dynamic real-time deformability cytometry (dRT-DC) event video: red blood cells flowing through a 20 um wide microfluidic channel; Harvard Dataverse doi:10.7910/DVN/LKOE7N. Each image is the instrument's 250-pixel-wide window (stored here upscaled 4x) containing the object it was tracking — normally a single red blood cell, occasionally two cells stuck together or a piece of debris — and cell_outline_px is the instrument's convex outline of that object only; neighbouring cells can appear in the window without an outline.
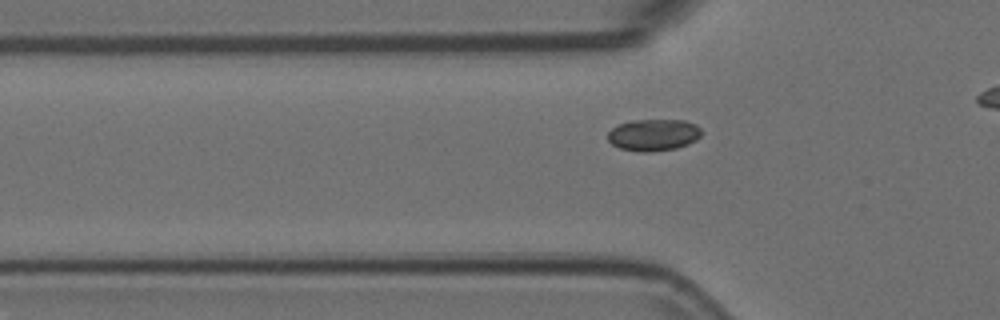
{"species": "Egyptian fruit bat (a non-hibernating species)", "species_latin": "Rousettus aegyptiacus", "temperature_condition": "room temperature", "stored_images_in_passage": 41, "camera_frame_rate_fps": 3000, "um_per_image_px": 0.085, "animal": {"sex": "female"}, "frame": {"image": 1, "passage_image": 14, "time_ms": 4.333, "image_size_px": [1000, 320], "cell_outline_px": [[700, 136], [696, 140], [688, 144], [676, 148], [652, 152], [640, 152], [620, 148], [612, 144], [608, 140], [608, 132], [612, 128], [620, 124], [632, 120], [684, 120], [696, 124], [700, 128]], "centroid_in_image_um": [55.55, 11.47], "position_along_channel_um": 70.3, "area_um2": 17.34}}
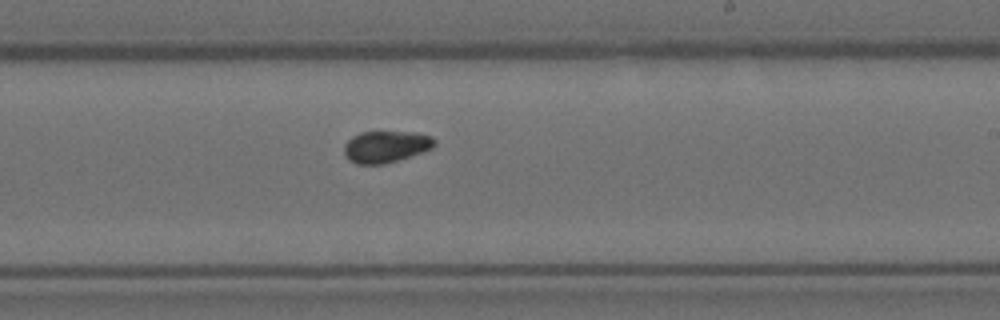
{"frame": {"image": 2, "passage_image": 29, "time_ms": 9.333, "image_size_px": [1000, 320], "cell_outline_px": [[436, 144], [432, 148], [424, 152], [384, 164], [356, 164], [348, 160], [344, 152], [344, 144], [352, 136], [360, 132], [416, 132], [432, 136], [436, 140]], "centroid_in_image_um": [32.81, 12.46], "position_along_channel_um": 256.2, "area_um2": 16.88}}
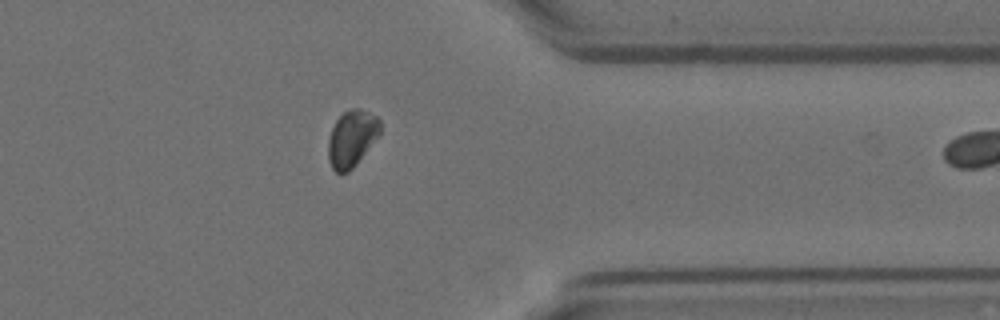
{"frame": {"image": 3, "passage_image": 40, "time_ms": 13.0, "image_size_px": [1000, 320], "cell_outline_px": [[380, 136], [356, 164], [348, 172], [336, 172], [332, 168], [328, 160], [328, 140], [332, 128], [336, 120], [344, 112], [352, 108], [360, 108], [376, 116], [380, 120]], "centroid_in_image_um": [29.91, 11.77], "position_along_channel_um": 381.5, "area_um2": 17.17}}